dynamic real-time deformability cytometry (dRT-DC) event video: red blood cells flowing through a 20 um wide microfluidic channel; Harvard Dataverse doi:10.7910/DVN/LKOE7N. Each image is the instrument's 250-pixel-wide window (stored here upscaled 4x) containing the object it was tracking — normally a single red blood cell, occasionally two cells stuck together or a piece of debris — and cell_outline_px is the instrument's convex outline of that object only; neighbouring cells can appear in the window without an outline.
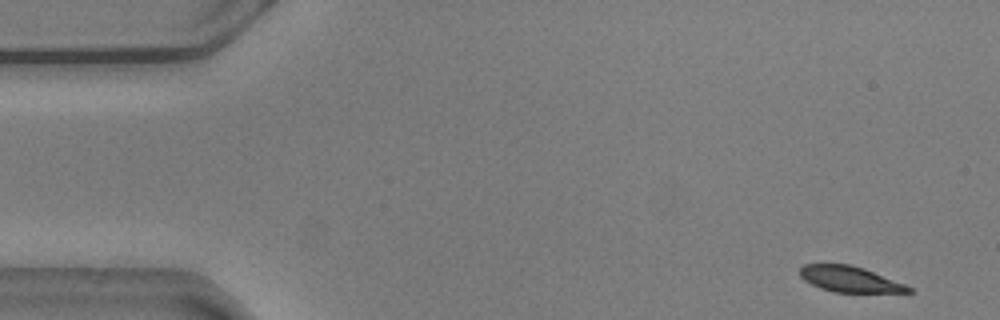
{"species": "common noctule bat (a hibernating species)", "species_latin": "Nyctalus noctula", "temperature_condition": "warm", "stored_images_in_passage": 54, "camera_frame_rate_fps": 3000, "um_per_image_px": 0.085, "animal": {"sex": "male", "body_mass_g": 20.5, "forearm_length_mm": 52.5}, "frame": {"image": 1, "passage_image": 1, "time_ms": 0.0, "image_size_px": [1000, 320], "cell_outline_px": [[916, 292], [832, 292], [820, 288], [804, 280], [800, 276], [800, 268], [804, 264], [852, 264], [864, 268], [904, 284], [912, 288]], "centroid_in_image_um": [72.22, 23.72], "position_along_channel_um": 12.8, "area_um2": 16.24}}
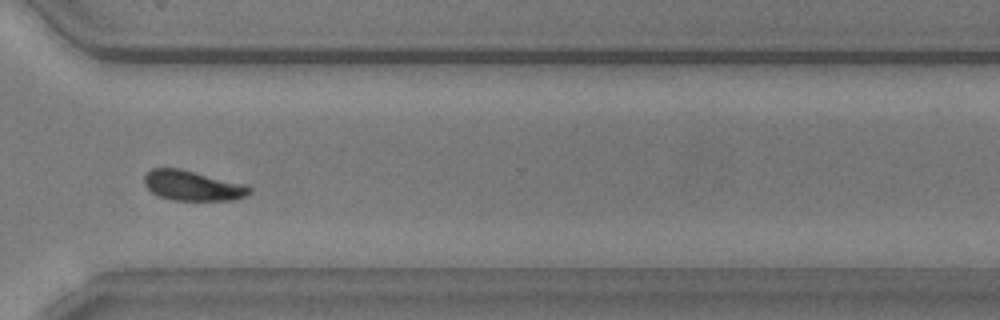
{"frame": {"image": 2, "passage_image": 39, "time_ms": 12.667, "image_size_px": [1000, 320], "cell_outline_px": [[252, 192], [244, 196], [232, 200], [172, 200], [160, 196], [152, 192], [144, 184], [144, 176], [152, 168], [180, 168], [248, 184], [252, 188]], "centroid_in_image_um": [16.41, 15.77], "position_along_channel_um": 354.2, "area_um2": 18.55}}
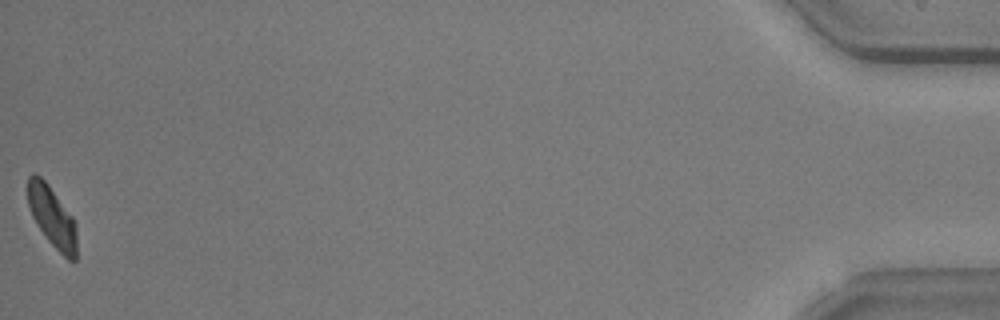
{"frame": {"image": 3, "passage_image": 54, "time_ms": 17.667, "image_size_px": [1000, 320], "cell_outline_px": [[76, 260], [68, 260], [48, 240], [32, 216], [28, 204], [28, 176], [32, 172], [36, 172], [48, 184], [72, 216], [76, 224]], "centroid_in_image_um": [4.43, 18.4], "position_along_channel_um": 430.8, "area_um2": 17.11}, "authors_computed_cell_mechanics": {"area_um2": 18.5538, "velocity_mm_per_s": 3.5774, "shape_relaxation_time_tau1_ms": 2.5373, "shape_relaxation_time_tau2_ms": 2.7547, "deformation_change_tau1": 0.09, "deformation_change_tau2": 0.0637}}